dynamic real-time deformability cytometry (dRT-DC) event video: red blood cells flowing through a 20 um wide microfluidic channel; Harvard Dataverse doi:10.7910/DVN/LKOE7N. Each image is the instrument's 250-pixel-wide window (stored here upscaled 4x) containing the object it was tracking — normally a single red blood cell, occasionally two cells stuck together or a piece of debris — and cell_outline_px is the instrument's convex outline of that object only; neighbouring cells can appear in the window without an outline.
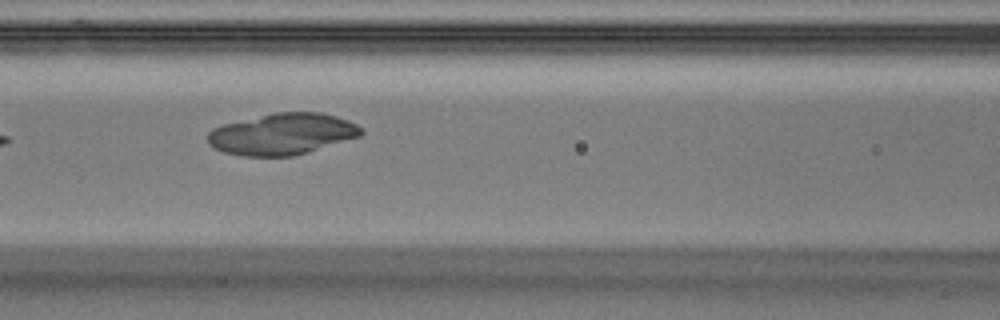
{"species": "Egyptian fruit bat (a non-hibernating species)", "species_latin": "Rousettus aegyptiacus", "temperature_condition": "warm", "stored_images_in_passage": 5, "camera_frame_rate_fps": 3000, "um_per_image_px": 0.085, "animal": {"sex": "male"}, "frame": {"image": 1, "passage_image": 3, "time_ms": 0.667, "image_size_px": [1000, 320], "cell_outline_px": [[364, 132], [360, 136], [308, 152], [292, 156], [244, 156], [224, 152], [208, 144], [208, 132], [212, 128], [224, 124], [276, 112], [320, 112], [336, 116], [348, 120], [364, 128]], "centroid_in_image_um": [24.02, 11.39], "position_along_channel_um": 142.6, "area_um2": 36.88}}
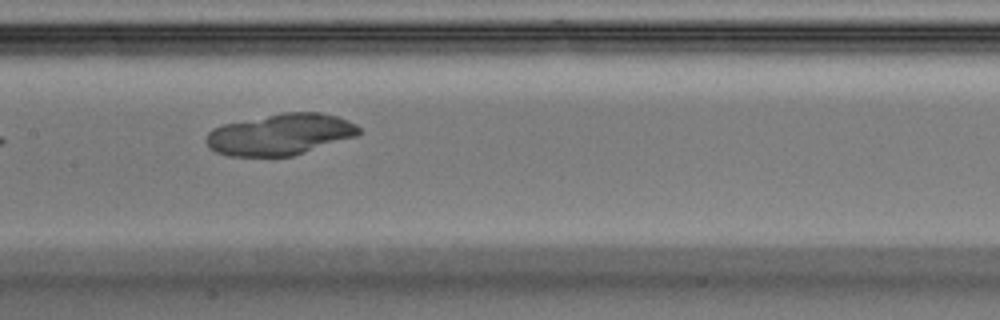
{"frame": {"image": 2, "passage_image": 4, "time_ms": 1.0, "image_size_px": [1000, 320], "cell_outline_px": [[360, 132], [356, 136], [292, 156], [228, 156], [216, 152], [208, 148], [204, 140], [208, 132], [212, 128], [224, 124], [280, 112], [320, 112], [336, 116], [356, 124], [360, 128]], "centroid_in_image_um": [23.78, 11.42], "position_along_channel_um": 183.6, "area_um2": 36.82}}
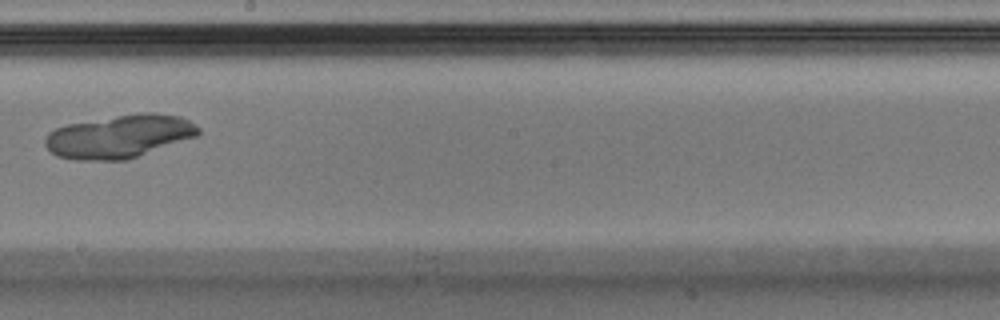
{"frame": {"image": 3, "passage_image": 5, "time_ms": 1.333, "image_size_px": [1000, 320], "cell_outline_px": [[200, 132], [196, 136], [128, 160], [72, 160], [56, 156], [44, 144], [44, 140], [48, 132], [56, 128], [68, 124], [140, 112], [156, 112], [180, 116], [188, 120], [200, 128]], "centroid_in_image_um": [10.14, 11.6], "position_along_channel_um": 238.1, "area_um2": 38.55}}